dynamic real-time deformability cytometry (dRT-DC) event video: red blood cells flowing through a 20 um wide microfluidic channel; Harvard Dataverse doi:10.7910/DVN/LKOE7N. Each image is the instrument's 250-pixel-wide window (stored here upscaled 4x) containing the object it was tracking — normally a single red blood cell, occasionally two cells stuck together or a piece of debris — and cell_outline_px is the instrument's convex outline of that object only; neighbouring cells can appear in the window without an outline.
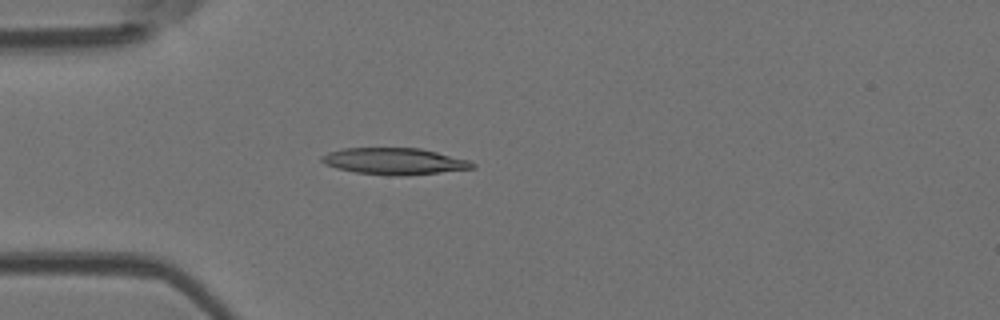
{"species": "Egyptian fruit bat (a non-hibernating species)", "species_latin": "Rousettus aegyptiacus", "temperature_condition": "room temperature", "stored_images_in_passage": 4, "camera_frame_rate_fps": 3000, "um_per_image_px": 0.085, "animal": {"sex": "female"}, "frame": {"image": 1, "passage_image": 4, "time_ms": 4.333, "image_size_px": [1000, 320], "cell_outline_px": [[476, 168], [440, 172], [356, 172], [336, 168], [324, 164], [320, 160], [320, 156], [328, 152], [344, 148], [420, 148], [468, 160], [476, 164]], "centroid_in_image_um": [33.47, 13.64], "position_along_channel_um": 51.5, "area_um2": 21.96}}